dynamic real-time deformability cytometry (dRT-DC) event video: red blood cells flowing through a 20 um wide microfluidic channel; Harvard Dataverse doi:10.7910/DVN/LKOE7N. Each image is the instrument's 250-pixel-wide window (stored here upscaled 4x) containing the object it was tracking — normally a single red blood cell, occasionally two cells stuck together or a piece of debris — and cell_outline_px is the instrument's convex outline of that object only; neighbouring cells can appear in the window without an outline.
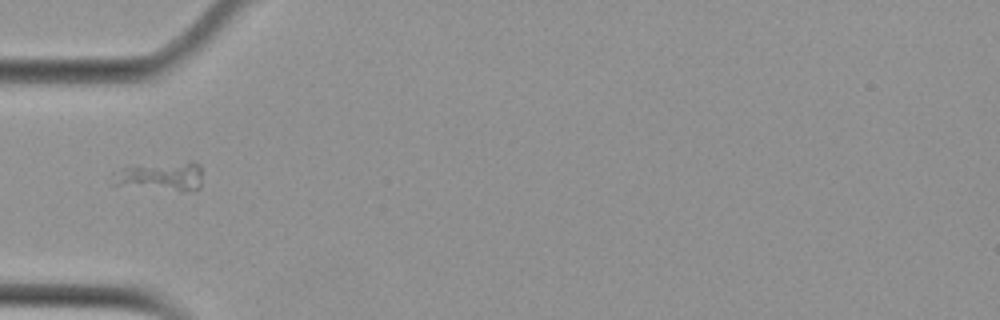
{"species": "Egyptian fruit bat (a non-hibernating species)", "species_latin": "Rousettus aegyptiacus", "temperature_condition": "cold", "stored_images_in_passage": 37, "camera_frame_rate_fps": 3000, "um_per_image_px": 0.085, "animal": {"sex": "female"}, "frame": {"image": 1, "passage_image": 1, "time_ms": 0.0, "image_size_px": [1000, 320], "cell_outline_px": [[200, 188], [192, 192], [180, 192], [112, 184], [112, 172], [124, 164], [188, 160], [192, 160], [200, 164]], "centroid_in_image_um": [13.62, 14.94], "position_along_channel_um": 71.4, "area_um2": 16.53}}
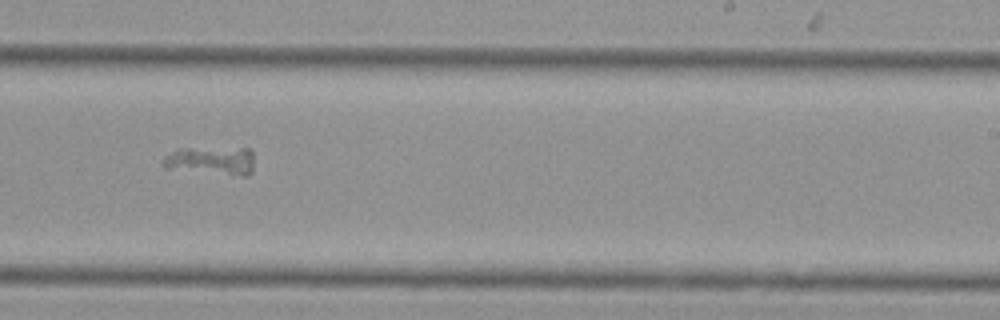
{"frame": {"image": 2, "passage_image": 17, "time_ms": 5.333, "image_size_px": [1000, 320], "cell_outline_px": [[252, 172], [248, 176], [244, 176], [164, 168], [160, 164], [164, 156], [176, 148], [252, 148]], "centroid_in_image_um": [17.92, 13.64], "position_along_channel_um": 271.1, "area_um2": 15.26}}
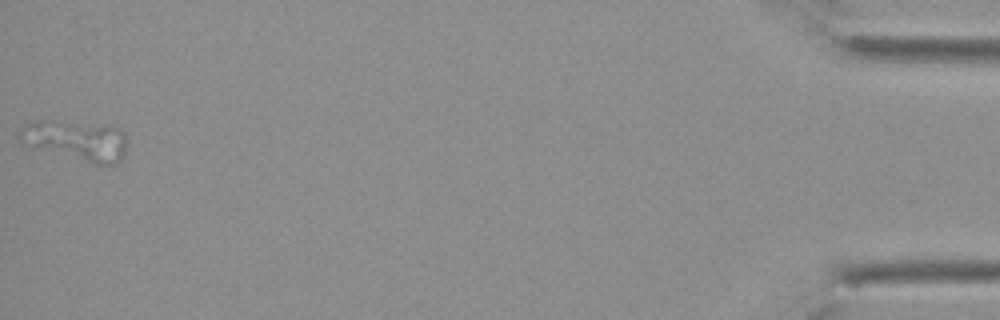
{"frame": {"image": 3, "passage_image": 37, "time_ms": 12.0, "image_size_px": [1000, 320], "cell_outline_px": [[128, 140], [124, 152], [120, 160], [116, 164], [92, 164], [36, 144], [20, 132], [28, 124], [40, 120], [52, 120], [112, 124], [120, 128], [124, 132]], "centroid_in_image_um": [6.79, 11.88], "position_along_channel_um": 428.4, "area_um2": 23.87}}